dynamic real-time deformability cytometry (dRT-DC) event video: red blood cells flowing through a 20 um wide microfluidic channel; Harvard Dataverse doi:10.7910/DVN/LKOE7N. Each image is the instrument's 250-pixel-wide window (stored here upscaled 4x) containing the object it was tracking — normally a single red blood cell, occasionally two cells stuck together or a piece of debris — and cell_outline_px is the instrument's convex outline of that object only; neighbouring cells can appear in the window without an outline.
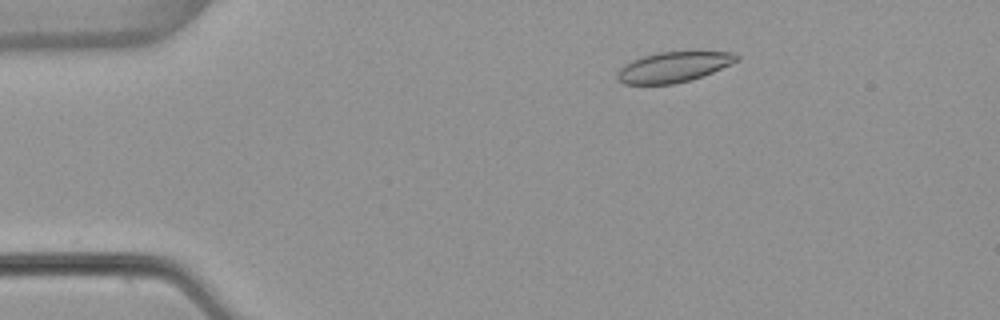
{"species": "common noctule bat (a hibernating species)", "species_latin": "Nyctalus noctula", "temperature_condition": "warm", "stored_images_in_passage": 26, "camera_frame_rate_fps": 3000, "um_per_image_px": 0.085, "animal": {"sex": "female", "body_mass_g": 22.7, "forearm_length_mm": 54.2}, "frame": {"image": 1, "passage_image": 9, "time_ms": 2.667, "image_size_px": [1000, 320], "cell_outline_px": [[740, 60], [732, 64], [712, 72], [688, 80], [672, 84], [624, 84], [616, 76], [616, 72], [624, 64], [632, 60], [644, 56], [660, 52], [692, 48], [700, 48], [736, 52], [740, 56]], "centroid_in_image_um": [57.37, 5.61], "position_along_channel_um": 27.6, "area_um2": 22.14}}
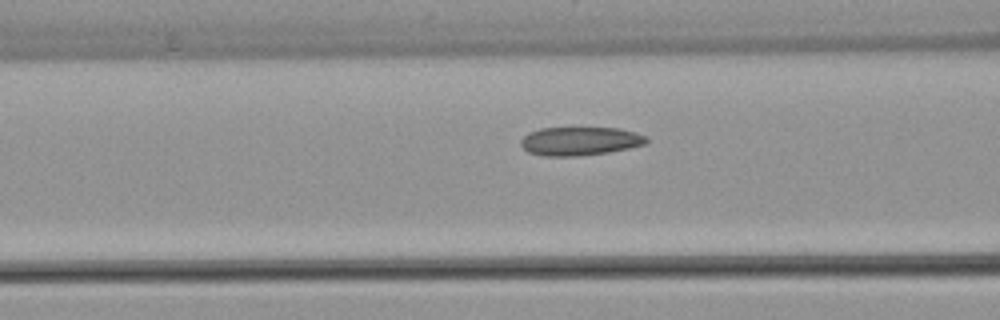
{"frame": {"image": 2, "passage_image": 21, "time_ms": 6.667, "image_size_px": [1000, 320], "cell_outline_px": [[648, 140], [644, 144], [628, 148], [608, 152], [576, 156], [540, 156], [528, 152], [520, 144], [520, 140], [528, 132], [540, 128], [620, 128], [636, 132], [648, 136]], "centroid_in_image_um": [49.28, 11.99], "position_along_channel_um": 117.3, "area_um2": 20.98}}
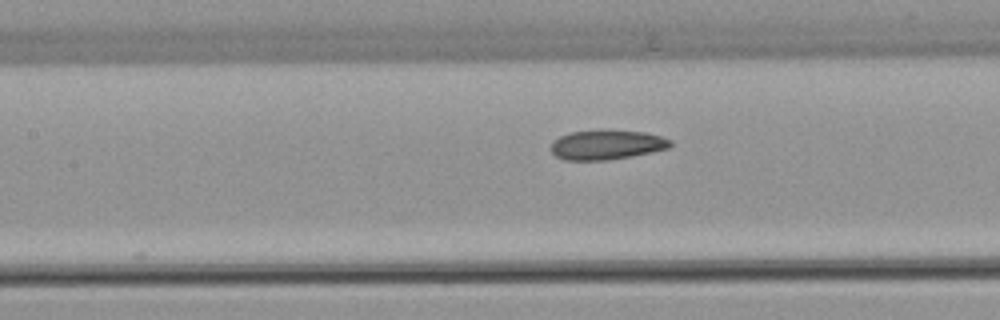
{"frame": {"image": 3, "passage_image": 24, "time_ms": 7.667, "image_size_px": [1000, 320], "cell_outline_px": [[672, 144], [668, 148], [652, 152], [632, 156], [608, 160], [564, 160], [556, 156], [552, 152], [552, 140], [560, 136], [572, 132], [600, 128], [644, 132], [660, 136], [672, 140]], "centroid_in_image_um": [51.57, 12.28], "position_along_channel_um": 155.8, "area_um2": 20.98}}